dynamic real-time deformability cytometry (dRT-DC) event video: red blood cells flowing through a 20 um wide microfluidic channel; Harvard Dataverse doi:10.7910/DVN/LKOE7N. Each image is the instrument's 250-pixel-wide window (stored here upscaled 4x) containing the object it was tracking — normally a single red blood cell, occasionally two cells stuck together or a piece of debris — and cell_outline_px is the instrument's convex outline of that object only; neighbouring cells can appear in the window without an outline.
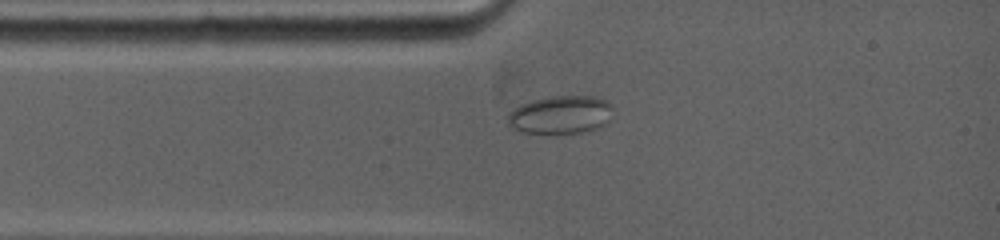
{"species": "common noctule bat (a hibernating species)", "species_latin": "Nyctalus noctula", "temperature_condition": "warm", "stored_images_in_passage": 28, "camera_frame_rate_fps": 5000, "um_per_image_px": 0.085, "animal": {"sex": "female", "body_mass_g": 19.0, "forearm_length_mm": 53.3}, "frame": {"image": 1, "passage_image": 2, "time_ms": 0.6, "image_size_px": [1000, 240], "cell_outline_px": [[612, 108], [608, 120], [604, 124], [596, 128], [580, 132], [548, 136], [524, 132], [512, 128], [508, 124], [508, 112], [520, 104], [532, 100], [552, 96], [592, 96], [604, 100], [612, 104]], "centroid_in_image_um": [47.59, 9.78], "position_along_channel_um": 37.4, "area_um2": 23.76}}
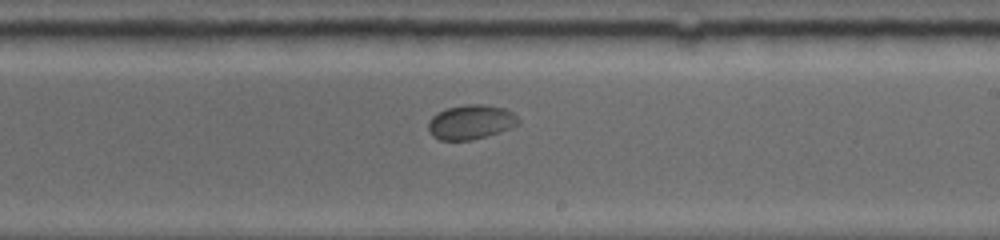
{"frame": {"image": 2, "passage_image": 13, "time_ms": 6.2, "image_size_px": [1000, 240], "cell_outline_px": [[520, 124], [500, 132], [472, 140], [440, 140], [432, 136], [428, 128], [428, 120], [436, 112], [448, 108], [464, 104], [484, 104], [504, 108], [512, 112], [520, 120]], "centroid_in_image_um": [40.01, 10.37], "position_along_channel_um": 249.0, "area_um2": 18.26}}
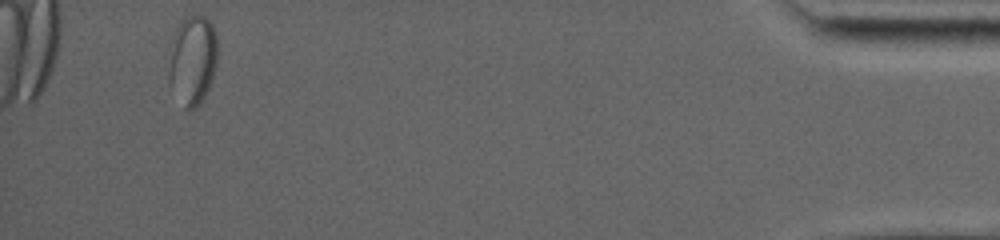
{"frame": {"image": 3, "passage_image": 28, "time_ms": 13.4, "image_size_px": [1000, 240], "cell_outline_px": [[216, 64], [208, 88], [204, 96], [196, 108], [188, 112], [184, 108], [168, 84], [168, 72], [172, 36], [180, 20], [184, 16], [204, 16], [212, 24], [216, 32]], "centroid_in_image_um": [16.33, 5.11], "position_along_channel_um": 418.9, "area_um2": 25.61}, "authors_computed_cell_mechanics": {"area_um2": 19.7965, "velocity_mm_per_s": 3.8069, "shape_relaxation_time_tau1_ms": null, "shape_relaxation_time_tau2_ms": 1.1691, "deformation_change_tau1": null, "deformation_change_tau2": 0.0207}}